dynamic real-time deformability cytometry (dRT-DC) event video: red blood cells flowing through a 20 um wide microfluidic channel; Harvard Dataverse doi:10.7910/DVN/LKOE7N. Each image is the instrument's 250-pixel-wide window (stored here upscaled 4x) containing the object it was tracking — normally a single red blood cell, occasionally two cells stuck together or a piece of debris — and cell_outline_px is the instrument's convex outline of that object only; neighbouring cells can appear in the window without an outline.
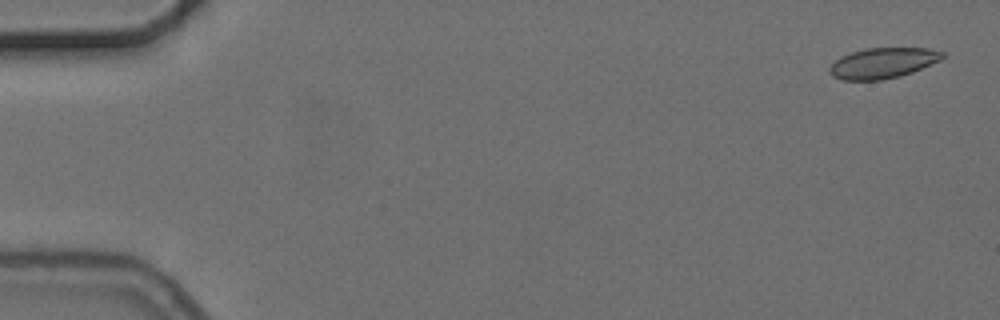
{"species": "common noctule bat (a hibernating species)", "species_latin": "Nyctalus noctula", "temperature_condition": "cold", "stored_images_in_passage": 9, "camera_frame_rate_fps": 3000, "um_per_image_px": 0.085, "animal": {"sex": "female", "body_mass_g": 24.6, "forearm_length_mm": 56.2}, "frame": {"image": 1, "passage_image": 1, "time_ms": 0.0, "image_size_px": [1000, 320], "cell_outline_px": [[944, 56], [940, 60], [912, 72], [900, 76], [880, 80], [840, 80], [832, 76], [828, 72], [828, 68], [840, 56], [864, 48], [928, 48], [944, 52]], "centroid_in_image_um": [75.0, 5.36], "position_along_channel_um": 10.0, "area_um2": 20.11}}
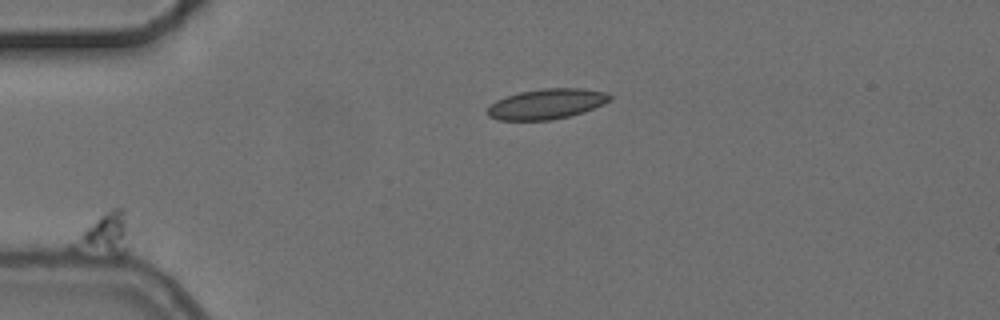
{"frame": {"image": 2, "passage_image": 4, "time_ms": 3.667, "image_size_px": [1000, 320], "cell_outline_px": [[128, 248], [120, 256], [116, 256], [72, 252], [68, 248], [68, 244], [100, 216], [112, 208], [120, 208], [124, 212]], "centroid_in_image_um": [8.78, 20.04], "position_along_channel_um": 76.2, "area_um2": 13.64}}